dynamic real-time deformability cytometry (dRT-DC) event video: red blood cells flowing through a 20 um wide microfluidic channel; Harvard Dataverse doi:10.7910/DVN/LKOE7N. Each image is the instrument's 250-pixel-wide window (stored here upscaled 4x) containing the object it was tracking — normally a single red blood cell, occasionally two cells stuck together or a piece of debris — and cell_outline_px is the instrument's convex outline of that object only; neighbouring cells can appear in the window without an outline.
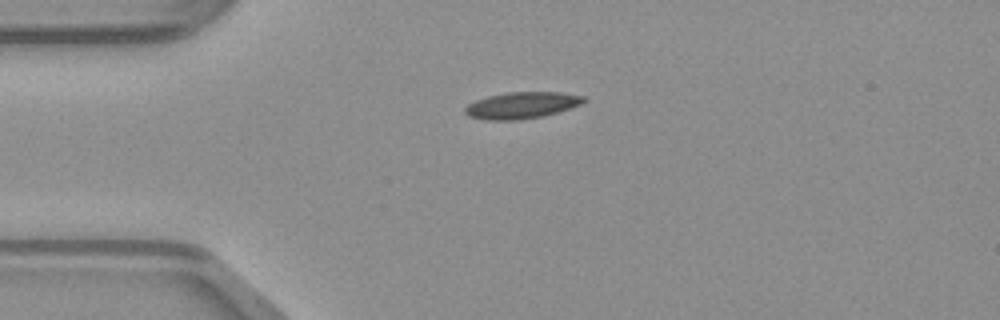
{"species": "common noctule bat (a hibernating species)", "species_latin": "Nyctalus noctula", "temperature_condition": "warm", "stored_images_in_passage": 38, "camera_frame_rate_fps": 3000, "um_per_image_px": 0.085, "animal": {"sex": "male", "body_mass_g": 23.1, "forearm_length_mm": 52.7}, "frame": {"image": 1, "passage_image": 1, "time_ms": 0.0, "image_size_px": [1000, 320], "cell_outline_px": [[588, 100], [580, 104], [544, 116], [516, 120], [484, 120], [468, 116], [464, 112], [464, 108], [468, 104], [476, 100], [488, 96], [508, 92], [560, 92], [584, 96]], "centroid_in_image_um": [44.32, 8.95], "position_along_channel_um": 40.7, "area_um2": 18.32}}
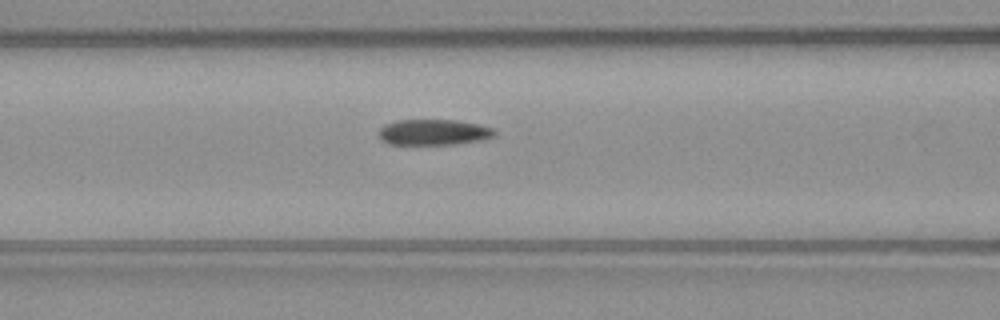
{"frame": {"image": 2, "passage_image": 9, "time_ms": 2.667, "image_size_px": [1000, 320], "cell_outline_px": [[496, 136], [480, 140], [452, 144], [388, 144], [380, 140], [380, 128], [384, 124], [396, 120], [456, 120], [480, 124], [492, 128], [496, 132]], "centroid_in_image_um": [36.85, 11.23], "position_along_channel_um": 129.7, "area_um2": 17.4}}
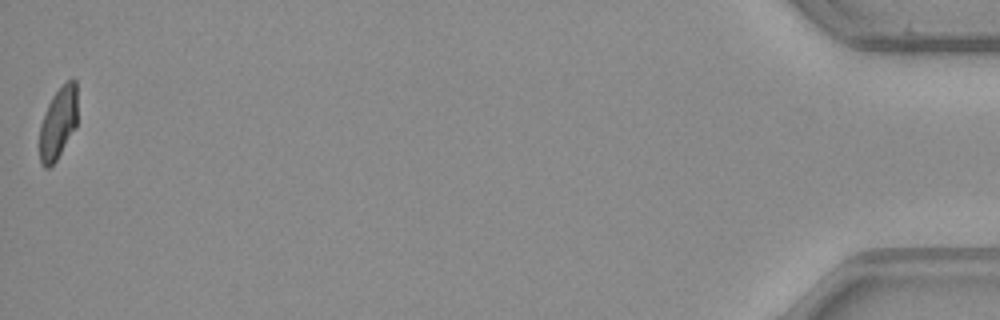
{"frame": {"image": 3, "passage_image": 38, "time_ms": 12.333, "image_size_px": [1000, 320], "cell_outline_px": [[76, 128], [56, 160], [48, 168], [44, 168], [40, 164], [40, 124], [48, 104], [52, 96], [72, 76], [76, 80]], "centroid_in_image_um": [4.94, 10.46], "position_along_channel_um": 430.3, "area_um2": 15.78}}